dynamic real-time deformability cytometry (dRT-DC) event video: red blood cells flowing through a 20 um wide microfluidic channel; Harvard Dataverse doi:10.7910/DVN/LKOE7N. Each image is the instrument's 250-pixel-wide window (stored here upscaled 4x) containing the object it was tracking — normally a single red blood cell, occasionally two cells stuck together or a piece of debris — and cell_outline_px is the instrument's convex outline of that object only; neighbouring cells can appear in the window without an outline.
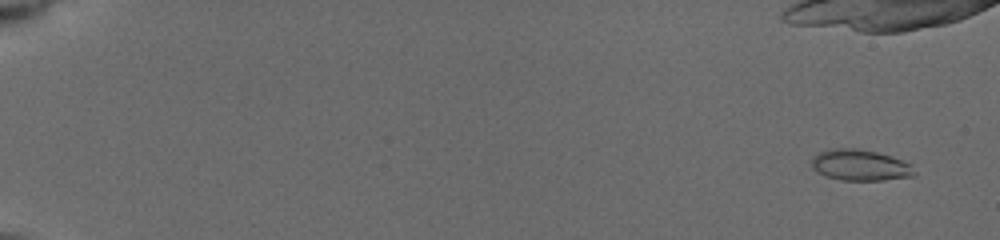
{"species": "common noctule bat (a hibernating species)", "species_latin": "Nyctalus noctula", "temperature_condition": "cold", "stored_images_in_passage": 11, "camera_frame_rate_fps": 3000, "um_per_image_px": 0.085, "animal": {"sex": "female", "body_mass_g": 19.5, "forearm_length_mm": 54.1}, "frame": {"image": 1, "passage_image": 2, "time_ms": 0.667, "image_size_px": [1000, 240], "cell_outline_px": [[916, 176], [884, 180], [840, 180], [824, 176], [816, 172], [812, 168], [812, 156], [828, 148], [856, 148], [876, 152], [912, 164], [916, 172]], "centroid_in_image_um": [73.09, 14.04], "position_along_channel_um": 11.9, "area_um2": 18.79}}